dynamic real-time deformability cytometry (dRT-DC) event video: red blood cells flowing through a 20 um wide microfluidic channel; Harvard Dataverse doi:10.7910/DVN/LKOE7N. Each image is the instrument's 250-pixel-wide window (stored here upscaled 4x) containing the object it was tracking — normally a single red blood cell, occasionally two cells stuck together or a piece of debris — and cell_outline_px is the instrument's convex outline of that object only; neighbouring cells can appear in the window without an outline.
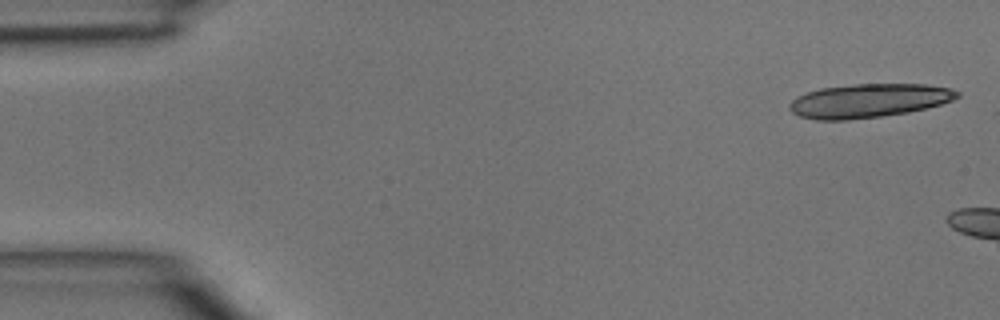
{"species": "common noctule bat (a hibernating species)", "species_latin": "Nyctalus noctula", "temperature_condition": "room temperature", "stored_images_in_passage": 4, "camera_frame_rate_fps": 3000, "um_per_image_px": 0.085, "animal": {"sex": "male", "body_mass_g": 15.6}, "frame": {"image": 1, "passage_image": 1, "time_ms": 0.0, "image_size_px": [1000, 320], "cell_outline_px": [[960, 96], [952, 100], [940, 104], [908, 112], [880, 116], [848, 120], [816, 120], [800, 116], [792, 112], [788, 108], [788, 104], [796, 96], [820, 88], [856, 84], [924, 84], [952, 88], [960, 92]], "centroid_in_image_um": [73.82, 8.55], "position_along_channel_um": 11.2, "area_um2": 33.0}}